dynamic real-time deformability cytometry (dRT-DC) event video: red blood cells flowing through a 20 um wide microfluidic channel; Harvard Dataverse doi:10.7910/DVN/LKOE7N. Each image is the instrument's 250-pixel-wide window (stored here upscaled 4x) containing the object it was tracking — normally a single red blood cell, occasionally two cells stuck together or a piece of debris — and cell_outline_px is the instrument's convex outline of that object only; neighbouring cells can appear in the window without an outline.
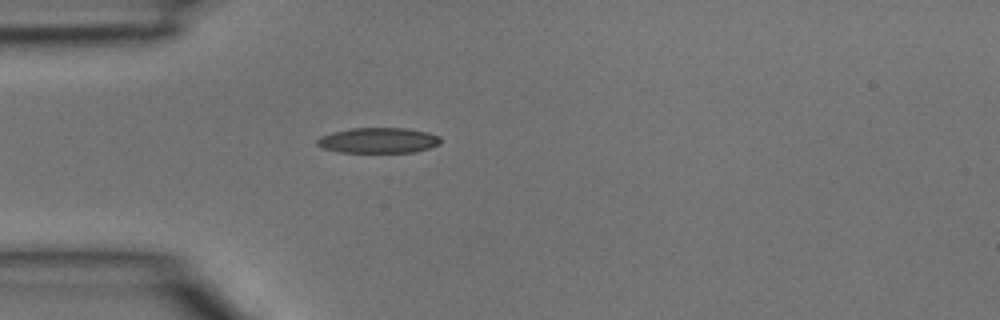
{"species": "common noctule bat (a hibernating species)", "species_latin": "Nyctalus noctula", "temperature_condition": "room temperature", "stored_images_in_passage": 1, "camera_frame_rate_fps": 3000, "um_per_image_px": 0.085, "animal": {"sex": "male", "body_mass_g": 15.6}, "frame": {"image": 1, "passage_image": 1, "time_ms": 0.0, "image_size_px": [1000, 320], "cell_outline_px": [[440, 144], [428, 148], [412, 152], [340, 152], [324, 148], [316, 144], [316, 140], [320, 136], [332, 132], [352, 128], [404, 128], [428, 132], [440, 136]], "centroid_in_image_um": [32.15, 11.93], "position_along_channel_um": 52.9, "area_um2": 18.21}}